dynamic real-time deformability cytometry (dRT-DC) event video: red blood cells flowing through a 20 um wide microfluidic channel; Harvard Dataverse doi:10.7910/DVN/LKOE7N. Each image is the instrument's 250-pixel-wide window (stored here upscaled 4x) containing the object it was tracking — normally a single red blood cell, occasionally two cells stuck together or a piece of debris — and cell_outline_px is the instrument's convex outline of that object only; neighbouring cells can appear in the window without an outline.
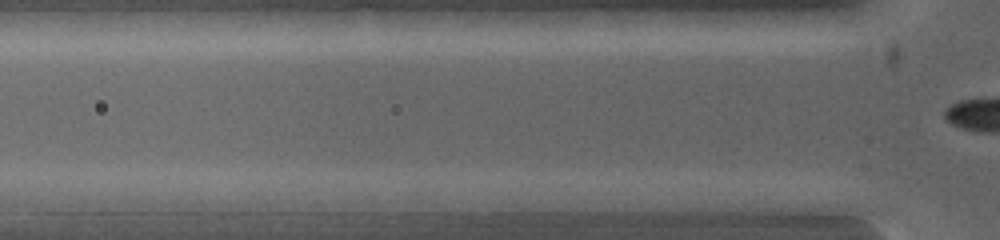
{"species": "common noctule bat (a hibernating species)", "species_latin": "Nyctalus noctula", "temperature_condition": "warm", "stored_images_in_passage": 3, "camera_frame_rate_fps": 5000, "um_per_image_px": 0.085, "animal": {"sex": "female", "body_mass_g": 19.0, "forearm_length_mm": 53.3}, "frame": {"image": 1, "passage_image": 2, "time_ms": 0.4, "image_size_px": [1000, 240], "cell_outline_px": [[388, 200], [380, 212], [308, 212], [300, 208], [300, 192], [364, 192]], "centroid_in_image_um": [28.99, 17.18], "position_along_channel_um": 96.8, "area_um2": 11.56}}